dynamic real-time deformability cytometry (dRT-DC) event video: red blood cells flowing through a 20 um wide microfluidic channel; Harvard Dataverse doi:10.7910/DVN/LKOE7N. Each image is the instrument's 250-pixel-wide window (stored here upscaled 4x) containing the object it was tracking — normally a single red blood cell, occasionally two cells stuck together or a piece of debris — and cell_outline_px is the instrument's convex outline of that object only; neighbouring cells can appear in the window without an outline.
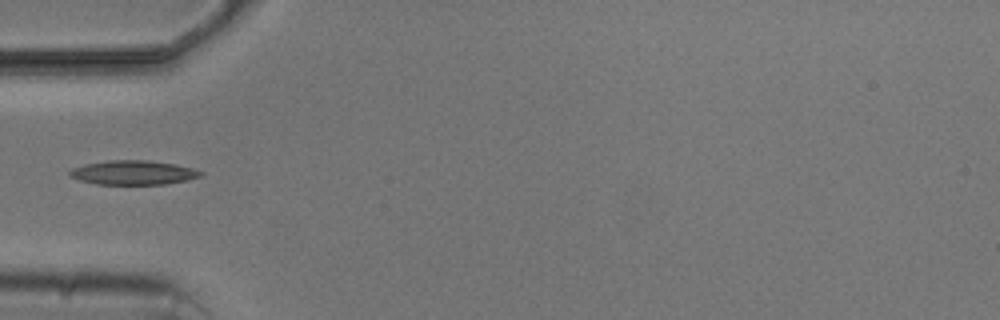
{"species": "common noctule bat (a hibernating species)", "species_latin": "Nyctalus noctula", "temperature_condition": "cold", "stored_images_in_passage": 5, "camera_frame_rate_fps": 3000, "um_per_image_px": 0.085, "animal": {"sex": "male", "body_mass_g": 20.5, "forearm_length_mm": 52.5}, "frame": {"image": 1, "passage_image": 5, "time_ms": 4.667, "image_size_px": [1000, 320], "cell_outline_px": [[204, 172], [200, 176], [188, 180], [164, 184], [96, 184], [80, 180], [68, 176], [68, 172], [72, 168], [84, 164], [108, 160], [148, 160], [176, 164], [192, 168]], "centroid_in_image_um": [11.3, 14.66], "position_along_channel_um": 73.7, "area_um2": 18.55}}